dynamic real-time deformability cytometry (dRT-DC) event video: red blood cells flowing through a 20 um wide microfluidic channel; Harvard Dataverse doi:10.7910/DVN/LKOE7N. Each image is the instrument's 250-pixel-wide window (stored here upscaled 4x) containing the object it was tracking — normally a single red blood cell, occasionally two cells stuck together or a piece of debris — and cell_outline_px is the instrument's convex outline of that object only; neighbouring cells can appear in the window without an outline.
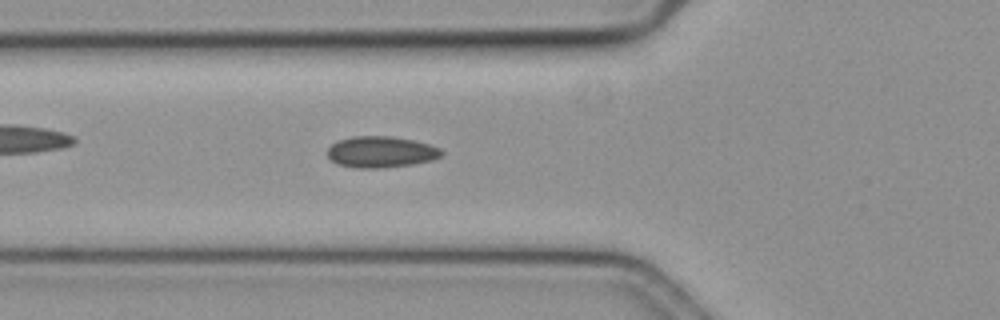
{"species": "common noctule bat (a hibernating species)", "species_latin": "Nyctalus noctula", "temperature_condition": "cold", "stored_images_in_passage": 54, "camera_frame_rate_fps": 3000, "um_per_image_px": 0.085, "animal": {"sex": "female", "body_mass_g": 19.3, "forearm_length_mm": 54.1}, "frame": {"image": 1, "passage_image": 21, "time_ms": 6.667, "image_size_px": [1000, 320], "cell_outline_px": [[444, 152], [440, 156], [432, 160], [412, 164], [384, 168], [356, 168], [340, 164], [332, 160], [328, 156], [328, 148], [336, 140], [352, 136], [392, 136], [412, 140], [428, 144], [440, 148]], "centroid_in_image_um": [32.37, 12.91], "position_along_channel_um": 93.4, "area_um2": 20.75}}
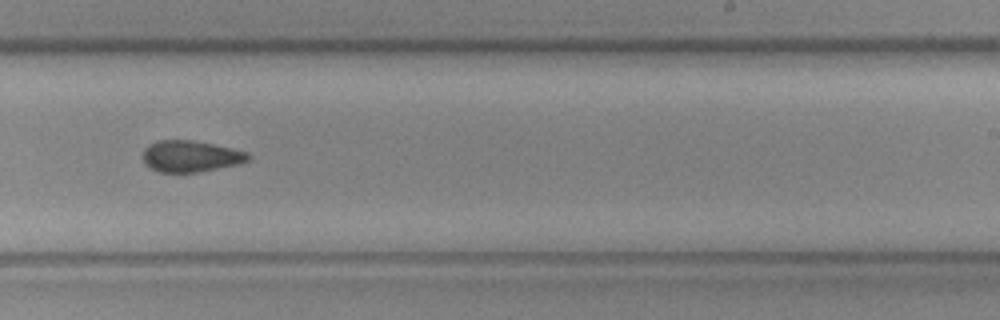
{"frame": {"image": 2, "passage_image": 36, "time_ms": 11.667, "image_size_px": [1000, 320], "cell_outline_px": [[252, 160], [236, 164], [196, 172], [156, 172], [144, 164], [144, 148], [148, 144], [156, 140], [192, 140], [232, 148], [248, 152], [252, 156]], "centroid_in_image_um": [16.19, 13.27], "position_along_channel_um": 272.8, "area_um2": 19.31}}
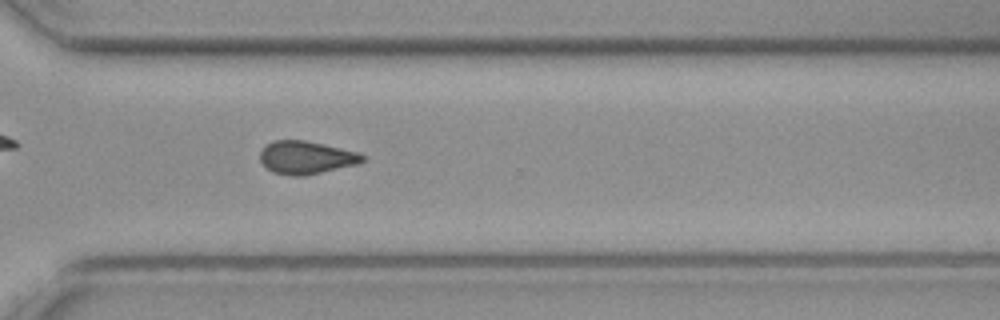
{"frame": {"image": 3, "passage_image": 42, "time_ms": 13.667, "image_size_px": [1000, 320], "cell_outline_px": [[364, 160], [356, 164], [304, 176], [292, 176], [272, 172], [260, 160], [260, 152], [264, 144], [272, 140], [304, 140], [356, 152], [364, 156]], "centroid_in_image_um": [25.95, 13.38], "position_along_channel_um": 344.7, "area_um2": 19.42}, "authors_computed_cell_mechanics": {"area_um2": 19.9121, "velocity_mm_per_s": 3.5817, "shape_relaxation_time_tau1_ms": null, "shape_relaxation_time_tau2_ms": 6.0433, "deformation_change_tau1": null, "deformation_change_tau2": 0.1104}}